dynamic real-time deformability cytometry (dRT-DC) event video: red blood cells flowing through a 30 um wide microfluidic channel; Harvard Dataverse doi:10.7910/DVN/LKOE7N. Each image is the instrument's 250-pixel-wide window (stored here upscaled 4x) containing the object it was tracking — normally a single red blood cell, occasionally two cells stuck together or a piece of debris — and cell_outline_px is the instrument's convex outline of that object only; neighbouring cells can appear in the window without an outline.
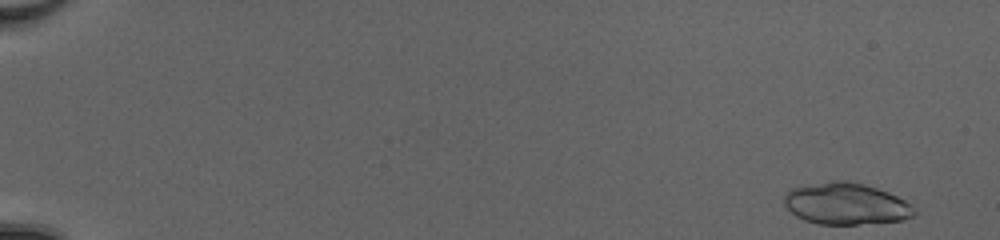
{"species": "common noctule bat (a hibernating species)", "species_latin": "Nyctalus noctula", "temperature_condition": "cold", "stored_images_in_passage": 21, "camera_frame_rate_fps": 3000, "um_per_image_px": 0.085, "animal": {"sex": "female", "body_mass_g": 20.0, "forearm_length_mm": 54.0}, "frame": {"image": 1, "passage_image": 1, "time_ms": 0.0, "image_size_px": [1000, 240], "cell_outline_px": [[916, 212], [912, 216], [900, 220], [856, 224], [820, 224], [804, 220], [796, 216], [784, 204], [784, 196], [792, 188], [832, 180], [844, 180], [864, 184], [888, 192], [904, 200]], "centroid_in_image_um": [71.87, 17.31], "position_along_channel_um": 13.1, "area_um2": 31.1}}
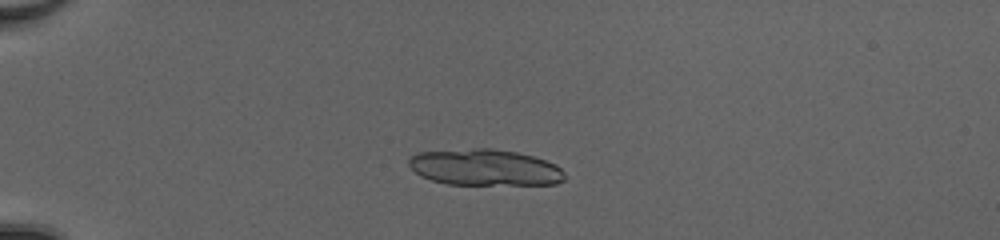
{"frame": {"image": 2, "passage_image": 13, "time_ms": 4.0, "image_size_px": [1000, 240], "cell_outline_px": [[564, 180], [556, 184], [448, 184], [432, 180], [416, 172], [408, 164], [408, 160], [412, 156], [420, 152], [476, 148], [492, 148], [516, 152], [532, 156], [544, 160], [560, 168], [564, 172]], "centroid_in_image_um": [41.21, 14.23], "position_along_channel_um": 43.8, "area_um2": 32.54}}